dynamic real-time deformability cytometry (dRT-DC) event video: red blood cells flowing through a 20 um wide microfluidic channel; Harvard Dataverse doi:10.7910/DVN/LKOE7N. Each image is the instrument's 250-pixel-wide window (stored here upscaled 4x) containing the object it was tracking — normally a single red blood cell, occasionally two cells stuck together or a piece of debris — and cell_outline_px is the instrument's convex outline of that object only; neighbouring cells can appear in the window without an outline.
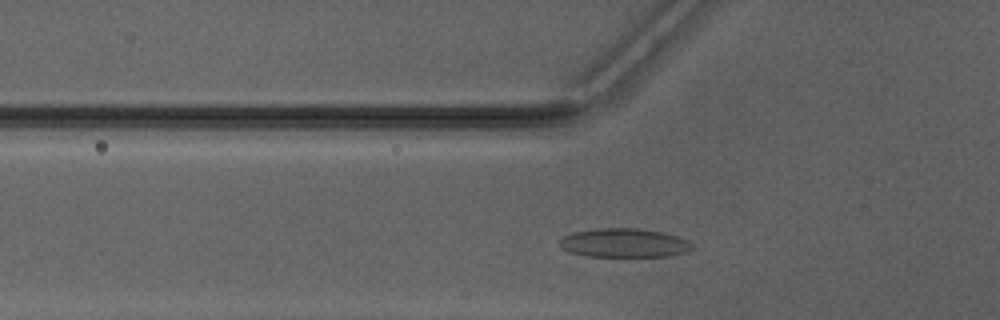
{"species": "Egyptian fruit bat (a non-hibernating species)", "species_latin": "Rousettus aegyptiacus", "temperature_condition": "warm", "stored_images_in_passage": 31, "camera_frame_rate_fps": 3000, "um_per_image_px": 0.085, "animal": {"sex": "male"}, "frame": {"image": 1, "passage_image": 7, "time_ms": 2.0, "image_size_px": [1000, 320], "cell_outline_px": [[692, 248], [684, 252], [668, 256], [584, 256], [568, 252], [560, 248], [556, 244], [564, 236], [572, 232], [596, 228], [640, 228], [664, 232], [688, 240], [692, 244]], "centroid_in_image_um": [52.98, 20.64], "position_along_channel_um": 72.8, "area_um2": 22.54}}
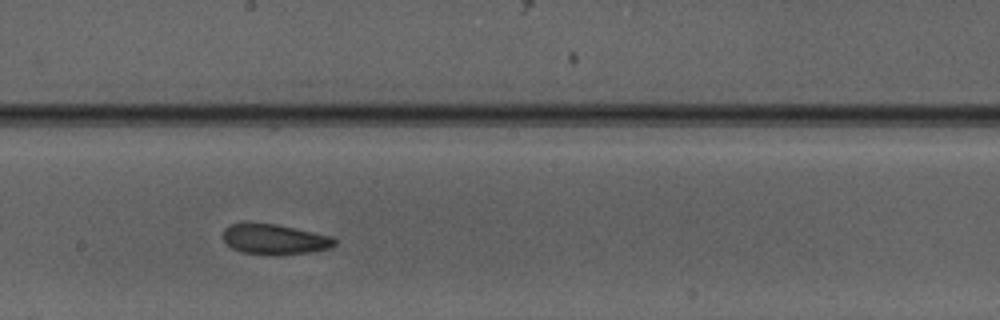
{"frame": {"image": 2, "passage_image": 18, "time_ms": 5.667, "image_size_px": [1000, 320], "cell_outline_px": [[336, 244], [328, 248], [308, 252], [244, 252], [232, 248], [224, 240], [224, 228], [228, 224], [276, 224], [332, 236], [336, 240]], "centroid_in_image_um": [23.35, 20.29], "position_along_channel_um": 224.8, "area_um2": 18.5}}
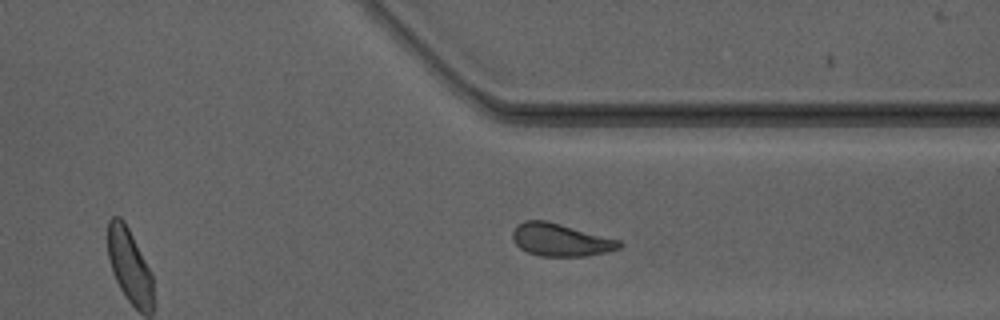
{"frame": {"image": 3, "passage_image": 28, "time_ms": 9.0, "image_size_px": [1000, 320], "cell_outline_px": [[624, 244], [620, 248], [608, 252], [588, 256], [540, 256], [528, 252], [520, 248], [516, 244], [512, 236], [512, 232], [516, 224], [524, 220], [544, 220], [560, 224], [620, 240]], "centroid_in_image_um": [47.65, 20.39], "position_along_channel_um": 363.7, "area_um2": 20.35}, "authors_computed_cell_mechanics": {"area_um2": 20.4612, "velocity_mm_per_s": 4.163, "shape_relaxation_time_tau1_ms": 9.5646, "shape_relaxation_time_tau2_ms": 1.6771, "deformation_change_tau1": 0.1736, "deformation_change_tau2": 0.0674}}